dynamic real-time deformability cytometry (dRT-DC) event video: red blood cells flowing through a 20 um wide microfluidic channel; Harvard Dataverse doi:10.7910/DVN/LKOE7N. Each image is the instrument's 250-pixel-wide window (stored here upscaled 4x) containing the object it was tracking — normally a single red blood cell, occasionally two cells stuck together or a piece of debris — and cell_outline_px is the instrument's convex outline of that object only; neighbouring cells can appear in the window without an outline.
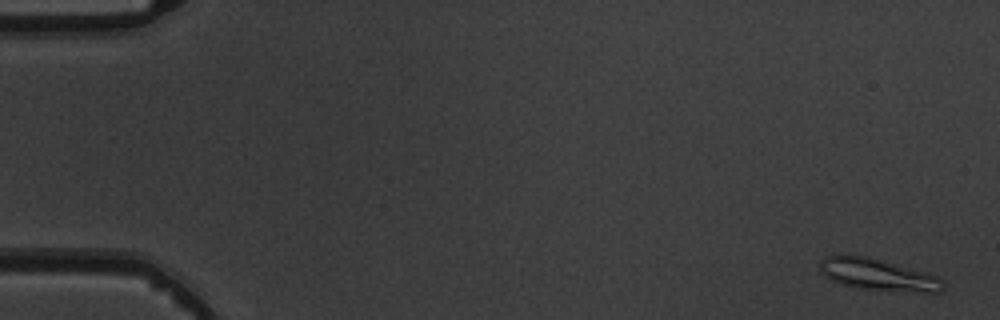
{"species": "common noctule bat (a hibernating species)", "species_latin": "Nyctalus noctula", "temperature_condition": "warm", "stored_images_in_passage": 5, "segment_of_instrument_passage": [1, 2], "camera_frame_rate_fps": 3000, "um_per_image_px": 0.085, "animal": {"sex": "male", "body_mass_g": 19.5, "forearm_length_mm": 54.6}, "frame": {"image": 1, "passage_image": 1, "time_ms": 0.0, "image_size_px": [1000, 320], "cell_outline_px": [[944, 288], [940, 292], [924, 292], [860, 288], [840, 284], [824, 276], [820, 272], [820, 260], [824, 256], [868, 256], [928, 272], [940, 276], [944, 284]], "centroid_in_image_um": [74.66, 23.34], "position_along_channel_um": 10.3, "area_um2": 22.72}}
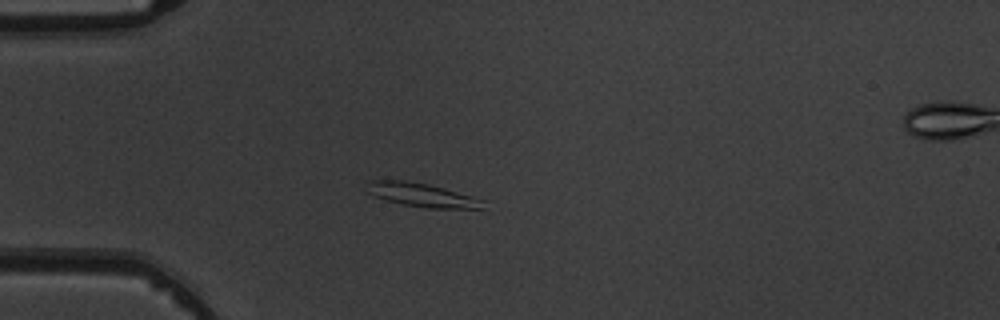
{"frame": {"image": 2, "passage_image": 4, "time_ms": 4.333, "image_size_px": [1000, 320], "cell_outline_px": [[488, 200], [480, 208], [428, 208], [404, 204], [384, 200], [372, 196], [368, 192], [364, 180], [404, 180], [428, 184], [444, 188]], "centroid_in_image_um": [35.82, 16.56], "position_along_channel_um": 49.2, "area_um2": 16.24}}